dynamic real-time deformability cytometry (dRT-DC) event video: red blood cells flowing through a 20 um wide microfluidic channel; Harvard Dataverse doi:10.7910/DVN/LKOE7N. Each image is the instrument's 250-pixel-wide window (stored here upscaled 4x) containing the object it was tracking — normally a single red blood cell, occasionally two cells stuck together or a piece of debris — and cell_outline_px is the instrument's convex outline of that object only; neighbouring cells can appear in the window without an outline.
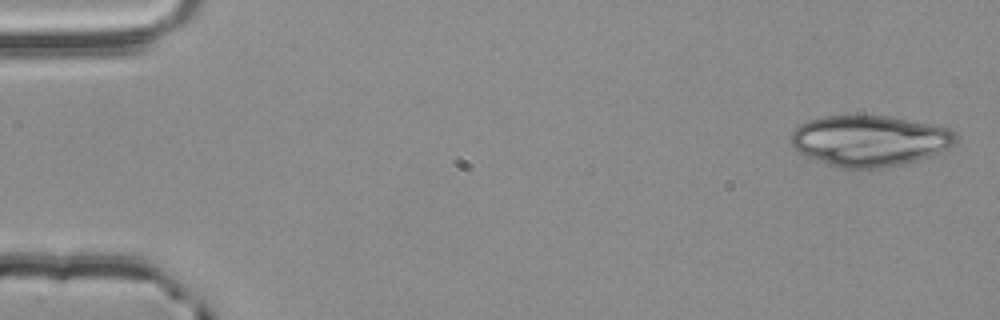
{"species": "common noctule bat (a hibernating species)", "species_latin": "Nyctalus noctula", "temperature_condition": "room temperature", "stored_images_in_passage": 53, "segment_of_instrument_passage": [1, 2], "camera_frame_rate_fps": 3000, "um_per_image_px": 0.085, "animal": {"sex": "male", "body_mass_g": 20.4}, "frame": {"image": 1, "passage_image": 2, "time_ms": 0.333, "image_size_px": [1000, 320], "cell_outline_px": [[956, 144], [948, 148], [928, 156], [916, 160], [900, 164], [880, 168], [840, 168], [804, 156], [788, 140], [792, 132], [800, 124], [808, 120], [824, 116], [888, 116], [932, 124], [948, 128], [956, 136]], "centroid_in_image_um": [73.88, 11.96], "position_along_channel_um": 11.1, "area_um2": 48.61}}